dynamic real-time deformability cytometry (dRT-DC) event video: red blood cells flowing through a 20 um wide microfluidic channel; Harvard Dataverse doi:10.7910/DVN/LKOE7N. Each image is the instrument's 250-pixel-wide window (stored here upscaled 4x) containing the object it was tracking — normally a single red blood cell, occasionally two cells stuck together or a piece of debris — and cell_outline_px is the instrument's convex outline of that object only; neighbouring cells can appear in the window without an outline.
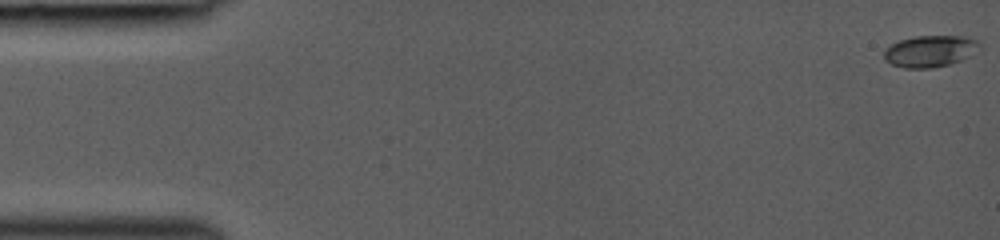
{"species": "common noctule bat (a hibernating species)", "species_latin": "Nyctalus noctula", "temperature_condition": "room temperature", "stored_images_in_passage": 44, "camera_frame_rate_fps": 3000, "um_per_image_px": 0.085, "animal": {"sex": "female", "body_mass_g": 19.0, "forearm_length_mm": 53.3}, "frame": {"image": 1, "passage_image": 1, "time_ms": 0.0, "image_size_px": [1000, 240], "cell_outline_px": [[980, 48], [968, 56], [960, 60], [948, 64], [932, 68], [904, 68], [892, 64], [884, 60], [884, 52], [892, 44], [900, 40], [912, 36], [964, 36], [976, 40], [980, 44]], "centroid_in_image_um": [79.04, 4.34], "position_along_channel_um": 6.0, "area_um2": 17.4}}
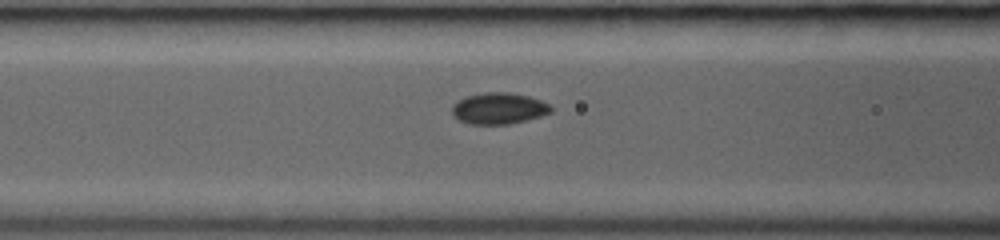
{"frame": {"image": 2, "passage_image": 19, "time_ms": 6.0, "image_size_px": [1000, 240], "cell_outline_px": [[552, 112], [540, 116], [508, 124], [468, 124], [452, 116], [452, 104], [464, 96], [484, 92], [512, 92], [528, 96], [540, 100], [548, 104], [552, 108]], "centroid_in_image_um": [42.35, 9.2], "position_along_channel_um": 124.3, "area_um2": 18.15}}
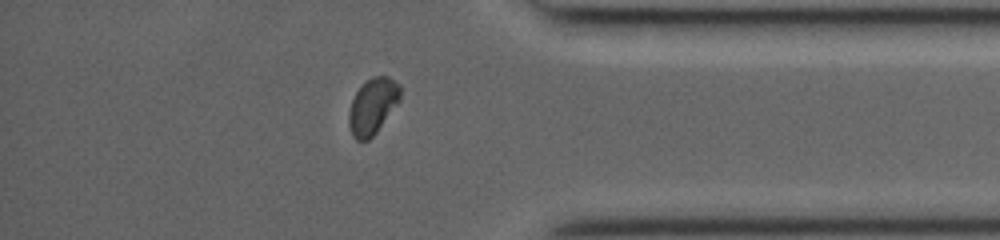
{"frame": {"image": 3, "passage_image": 38, "time_ms": 12.333, "image_size_px": [1000, 240], "cell_outline_px": [[400, 100], [376, 132], [368, 140], [356, 140], [352, 136], [348, 124], [348, 112], [352, 100], [356, 92], [364, 80], [372, 76], [388, 76], [400, 84]], "centroid_in_image_um": [31.66, 9.0], "position_along_channel_um": 403.5, "area_um2": 16.82}}